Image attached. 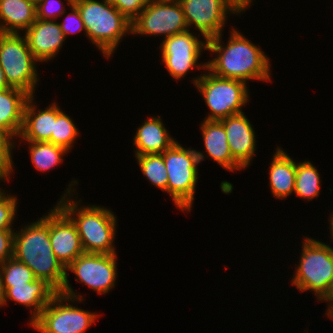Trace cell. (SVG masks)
I'll return each instance as SVG.
<instances>
[{
    "label": "cell",
    "instance_id": "obj_1",
    "mask_svg": "<svg viewBox=\"0 0 333 333\" xmlns=\"http://www.w3.org/2000/svg\"><path fill=\"white\" fill-rule=\"evenodd\" d=\"M13 257L24 263L36 279L45 280L59 294L83 301L70 286L66 268L53 253L49 238V212L14 234Z\"/></svg>",
    "mask_w": 333,
    "mask_h": 333
},
{
    "label": "cell",
    "instance_id": "obj_2",
    "mask_svg": "<svg viewBox=\"0 0 333 333\" xmlns=\"http://www.w3.org/2000/svg\"><path fill=\"white\" fill-rule=\"evenodd\" d=\"M226 46L222 45V35L207 40V50L217 53V57L206 62L211 73L246 83L249 80L271 81L270 62L264 52L241 32L232 29Z\"/></svg>",
    "mask_w": 333,
    "mask_h": 333
},
{
    "label": "cell",
    "instance_id": "obj_3",
    "mask_svg": "<svg viewBox=\"0 0 333 333\" xmlns=\"http://www.w3.org/2000/svg\"><path fill=\"white\" fill-rule=\"evenodd\" d=\"M76 184V180L69 184L66 194L64 193L57 206L76 225L84 252L116 254L113 246L117 226L115 215L104 206L89 205L78 208L79 202L68 198L73 197L71 186Z\"/></svg>",
    "mask_w": 333,
    "mask_h": 333
},
{
    "label": "cell",
    "instance_id": "obj_4",
    "mask_svg": "<svg viewBox=\"0 0 333 333\" xmlns=\"http://www.w3.org/2000/svg\"><path fill=\"white\" fill-rule=\"evenodd\" d=\"M91 42L108 59L126 33H132L128 20L109 0H74Z\"/></svg>",
    "mask_w": 333,
    "mask_h": 333
},
{
    "label": "cell",
    "instance_id": "obj_5",
    "mask_svg": "<svg viewBox=\"0 0 333 333\" xmlns=\"http://www.w3.org/2000/svg\"><path fill=\"white\" fill-rule=\"evenodd\" d=\"M162 155L167 169V193L178 209L188 212L194 203L197 165L205 157L202 152L185 149L177 141Z\"/></svg>",
    "mask_w": 333,
    "mask_h": 333
},
{
    "label": "cell",
    "instance_id": "obj_6",
    "mask_svg": "<svg viewBox=\"0 0 333 333\" xmlns=\"http://www.w3.org/2000/svg\"><path fill=\"white\" fill-rule=\"evenodd\" d=\"M193 84L200 91L210 114L205 120H221L243 113L242 107L249 100L248 87L243 81L219 77L208 70L193 79Z\"/></svg>",
    "mask_w": 333,
    "mask_h": 333
},
{
    "label": "cell",
    "instance_id": "obj_7",
    "mask_svg": "<svg viewBox=\"0 0 333 333\" xmlns=\"http://www.w3.org/2000/svg\"><path fill=\"white\" fill-rule=\"evenodd\" d=\"M302 255L291 280L299 291H313L320 300L333 278V248L312 238H304Z\"/></svg>",
    "mask_w": 333,
    "mask_h": 333
},
{
    "label": "cell",
    "instance_id": "obj_8",
    "mask_svg": "<svg viewBox=\"0 0 333 333\" xmlns=\"http://www.w3.org/2000/svg\"><path fill=\"white\" fill-rule=\"evenodd\" d=\"M37 60L19 33H0V65L11 87L34 96L38 82Z\"/></svg>",
    "mask_w": 333,
    "mask_h": 333
},
{
    "label": "cell",
    "instance_id": "obj_9",
    "mask_svg": "<svg viewBox=\"0 0 333 333\" xmlns=\"http://www.w3.org/2000/svg\"><path fill=\"white\" fill-rule=\"evenodd\" d=\"M74 299L57 294L30 324L41 333H84L97 319V314L66 302ZM65 302V304H64Z\"/></svg>",
    "mask_w": 333,
    "mask_h": 333
},
{
    "label": "cell",
    "instance_id": "obj_10",
    "mask_svg": "<svg viewBox=\"0 0 333 333\" xmlns=\"http://www.w3.org/2000/svg\"><path fill=\"white\" fill-rule=\"evenodd\" d=\"M131 25L132 35H164V38L189 30L178 0L151 1Z\"/></svg>",
    "mask_w": 333,
    "mask_h": 333
},
{
    "label": "cell",
    "instance_id": "obj_11",
    "mask_svg": "<svg viewBox=\"0 0 333 333\" xmlns=\"http://www.w3.org/2000/svg\"><path fill=\"white\" fill-rule=\"evenodd\" d=\"M160 48L162 62L176 80L196 67L207 69V63H197L202 49L207 50V41H200L190 30L164 38Z\"/></svg>",
    "mask_w": 333,
    "mask_h": 333
},
{
    "label": "cell",
    "instance_id": "obj_12",
    "mask_svg": "<svg viewBox=\"0 0 333 333\" xmlns=\"http://www.w3.org/2000/svg\"><path fill=\"white\" fill-rule=\"evenodd\" d=\"M188 28L192 24L207 41L222 34L227 14L241 13L230 0H178Z\"/></svg>",
    "mask_w": 333,
    "mask_h": 333
},
{
    "label": "cell",
    "instance_id": "obj_13",
    "mask_svg": "<svg viewBox=\"0 0 333 333\" xmlns=\"http://www.w3.org/2000/svg\"><path fill=\"white\" fill-rule=\"evenodd\" d=\"M116 254L82 253L67 268L98 294H106L115 286L117 277Z\"/></svg>",
    "mask_w": 333,
    "mask_h": 333
},
{
    "label": "cell",
    "instance_id": "obj_14",
    "mask_svg": "<svg viewBox=\"0 0 333 333\" xmlns=\"http://www.w3.org/2000/svg\"><path fill=\"white\" fill-rule=\"evenodd\" d=\"M49 238L53 253L65 268L84 253L76 225L57 205L49 211Z\"/></svg>",
    "mask_w": 333,
    "mask_h": 333
},
{
    "label": "cell",
    "instance_id": "obj_15",
    "mask_svg": "<svg viewBox=\"0 0 333 333\" xmlns=\"http://www.w3.org/2000/svg\"><path fill=\"white\" fill-rule=\"evenodd\" d=\"M219 121L226 131L233 159L242 168H246L256 151V136L250 121L244 112Z\"/></svg>",
    "mask_w": 333,
    "mask_h": 333
},
{
    "label": "cell",
    "instance_id": "obj_16",
    "mask_svg": "<svg viewBox=\"0 0 333 333\" xmlns=\"http://www.w3.org/2000/svg\"><path fill=\"white\" fill-rule=\"evenodd\" d=\"M24 37L38 62L54 58L66 39L58 22L41 19H36L25 31Z\"/></svg>",
    "mask_w": 333,
    "mask_h": 333
},
{
    "label": "cell",
    "instance_id": "obj_17",
    "mask_svg": "<svg viewBox=\"0 0 333 333\" xmlns=\"http://www.w3.org/2000/svg\"><path fill=\"white\" fill-rule=\"evenodd\" d=\"M34 97L30 96L25 104L23 124L18 138L32 142H51V134L54 133V120L62 110L54 102L45 110L36 111ZM23 138V139H22Z\"/></svg>",
    "mask_w": 333,
    "mask_h": 333
},
{
    "label": "cell",
    "instance_id": "obj_18",
    "mask_svg": "<svg viewBox=\"0 0 333 333\" xmlns=\"http://www.w3.org/2000/svg\"><path fill=\"white\" fill-rule=\"evenodd\" d=\"M5 298L12 300L20 305L30 307L32 316L30 324L40 315L45 306L58 294V292L45 280L35 279L33 282L25 283V285H13L12 287H4ZM33 308V309H32Z\"/></svg>",
    "mask_w": 333,
    "mask_h": 333
},
{
    "label": "cell",
    "instance_id": "obj_19",
    "mask_svg": "<svg viewBox=\"0 0 333 333\" xmlns=\"http://www.w3.org/2000/svg\"><path fill=\"white\" fill-rule=\"evenodd\" d=\"M201 130L207 158L211 157L227 171L243 169L232 157L226 131L220 121L204 120Z\"/></svg>",
    "mask_w": 333,
    "mask_h": 333
},
{
    "label": "cell",
    "instance_id": "obj_20",
    "mask_svg": "<svg viewBox=\"0 0 333 333\" xmlns=\"http://www.w3.org/2000/svg\"><path fill=\"white\" fill-rule=\"evenodd\" d=\"M133 145L136 146L135 155L162 154L176 141L169 136L160 117L148 118L137 128Z\"/></svg>",
    "mask_w": 333,
    "mask_h": 333
},
{
    "label": "cell",
    "instance_id": "obj_21",
    "mask_svg": "<svg viewBox=\"0 0 333 333\" xmlns=\"http://www.w3.org/2000/svg\"><path fill=\"white\" fill-rule=\"evenodd\" d=\"M29 97L24 90L15 87L0 90V127L12 138L20 134L24 107Z\"/></svg>",
    "mask_w": 333,
    "mask_h": 333
},
{
    "label": "cell",
    "instance_id": "obj_22",
    "mask_svg": "<svg viewBox=\"0 0 333 333\" xmlns=\"http://www.w3.org/2000/svg\"><path fill=\"white\" fill-rule=\"evenodd\" d=\"M36 19L34 3L28 0H0V20L2 21L0 33L26 31Z\"/></svg>",
    "mask_w": 333,
    "mask_h": 333
},
{
    "label": "cell",
    "instance_id": "obj_23",
    "mask_svg": "<svg viewBox=\"0 0 333 333\" xmlns=\"http://www.w3.org/2000/svg\"><path fill=\"white\" fill-rule=\"evenodd\" d=\"M269 169L270 189L273 197L287 198L294 193L296 162L282 148H277Z\"/></svg>",
    "mask_w": 333,
    "mask_h": 333
},
{
    "label": "cell",
    "instance_id": "obj_24",
    "mask_svg": "<svg viewBox=\"0 0 333 333\" xmlns=\"http://www.w3.org/2000/svg\"><path fill=\"white\" fill-rule=\"evenodd\" d=\"M26 142L30 145L29 153L31 162L40 172H47L53 167L59 166V164L63 162V156L69 152L64 147L52 144L51 142Z\"/></svg>",
    "mask_w": 333,
    "mask_h": 333
},
{
    "label": "cell",
    "instance_id": "obj_25",
    "mask_svg": "<svg viewBox=\"0 0 333 333\" xmlns=\"http://www.w3.org/2000/svg\"><path fill=\"white\" fill-rule=\"evenodd\" d=\"M317 168L309 161L296 163L295 195L307 201L320 194V176Z\"/></svg>",
    "mask_w": 333,
    "mask_h": 333
},
{
    "label": "cell",
    "instance_id": "obj_26",
    "mask_svg": "<svg viewBox=\"0 0 333 333\" xmlns=\"http://www.w3.org/2000/svg\"><path fill=\"white\" fill-rule=\"evenodd\" d=\"M139 167L153 185L167 192V169L162 154L136 155Z\"/></svg>",
    "mask_w": 333,
    "mask_h": 333
},
{
    "label": "cell",
    "instance_id": "obj_27",
    "mask_svg": "<svg viewBox=\"0 0 333 333\" xmlns=\"http://www.w3.org/2000/svg\"><path fill=\"white\" fill-rule=\"evenodd\" d=\"M0 271L3 287L25 285V283L33 282L36 279L33 271L14 257L0 264Z\"/></svg>",
    "mask_w": 333,
    "mask_h": 333
},
{
    "label": "cell",
    "instance_id": "obj_28",
    "mask_svg": "<svg viewBox=\"0 0 333 333\" xmlns=\"http://www.w3.org/2000/svg\"><path fill=\"white\" fill-rule=\"evenodd\" d=\"M77 136H79L78 128H76L72 119L62 111L54 120V133L51 134V143L70 150Z\"/></svg>",
    "mask_w": 333,
    "mask_h": 333
},
{
    "label": "cell",
    "instance_id": "obj_29",
    "mask_svg": "<svg viewBox=\"0 0 333 333\" xmlns=\"http://www.w3.org/2000/svg\"><path fill=\"white\" fill-rule=\"evenodd\" d=\"M4 192L0 189V230H12V222L17 212V198Z\"/></svg>",
    "mask_w": 333,
    "mask_h": 333
},
{
    "label": "cell",
    "instance_id": "obj_30",
    "mask_svg": "<svg viewBox=\"0 0 333 333\" xmlns=\"http://www.w3.org/2000/svg\"><path fill=\"white\" fill-rule=\"evenodd\" d=\"M60 0H41L36 5V17L41 20H57L66 11Z\"/></svg>",
    "mask_w": 333,
    "mask_h": 333
},
{
    "label": "cell",
    "instance_id": "obj_31",
    "mask_svg": "<svg viewBox=\"0 0 333 333\" xmlns=\"http://www.w3.org/2000/svg\"><path fill=\"white\" fill-rule=\"evenodd\" d=\"M74 0H66V2L70 5V9L72 10L65 19L64 22L59 23L60 29L62 30L65 38L68 34H75L84 29V23L81 19L80 13L78 9L73 5Z\"/></svg>",
    "mask_w": 333,
    "mask_h": 333
},
{
    "label": "cell",
    "instance_id": "obj_32",
    "mask_svg": "<svg viewBox=\"0 0 333 333\" xmlns=\"http://www.w3.org/2000/svg\"><path fill=\"white\" fill-rule=\"evenodd\" d=\"M131 22L141 13L146 4L142 0H109Z\"/></svg>",
    "mask_w": 333,
    "mask_h": 333
},
{
    "label": "cell",
    "instance_id": "obj_33",
    "mask_svg": "<svg viewBox=\"0 0 333 333\" xmlns=\"http://www.w3.org/2000/svg\"><path fill=\"white\" fill-rule=\"evenodd\" d=\"M15 230H0V264L13 257Z\"/></svg>",
    "mask_w": 333,
    "mask_h": 333
},
{
    "label": "cell",
    "instance_id": "obj_34",
    "mask_svg": "<svg viewBox=\"0 0 333 333\" xmlns=\"http://www.w3.org/2000/svg\"><path fill=\"white\" fill-rule=\"evenodd\" d=\"M13 138L0 127V153L12 164L13 169V161L11 151L14 148ZM12 140V141H11Z\"/></svg>",
    "mask_w": 333,
    "mask_h": 333
},
{
    "label": "cell",
    "instance_id": "obj_35",
    "mask_svg": "<svg viewBox=\"0 0 333 333\" xmlns=\"http://www.w3.org/2000/svg\"><path fill=\"white\" fill-rule=\"evenodd\" d=\"M11 172H13L12 164L0 153V180L9 181Z\"/></svg>",
    "mask_w": 333,
    "mask_h": 333
},
{
    "label": "cell",
    "instance_id": "obj_36",
    "mask_svg": "<svg viewBox=\"0 0 333 333\" xmlns=\"http://www.w3.org/2000/svg\"><path fill=\"white\" fill-rule=\"evenodd\" d=\"M326 301L328 302V309H327V315L329 316L333 312V278L331 280L330 286L326 292V294L319 300V301Z\"/></svg>",
    "mask_w": 333,
    "mask_h": 333
},
{
    "label": "cell",
    "instance_id": "obj_37",
    "mask_svg": "<svg viewBox=\"0 0 333 333\" xmlns=\"http://www.w3.org/2000/svg\"><path fill=\"white\" fill-rule=\"evenodd\" d=\"M238 9L239 11H245L248 6L252 3V0H230Z\"/></svg>",
    "mask_w": 333,
    "mask_h": 333
},
{
    "label": "cell",
    "instance_id": "obj_38",
    "mask_svg": "<svg viewBox=\"0 0 333 333\" xmlns=\"http://www.w3.org/2000/svg\"><path fill=\"white\" fill-rule=\"evenodd\" d=\"M10 87L11 86L8 84V82L6 80V77H5V74H4V71H3V69L1 68V65H0V90L8 89Z\"/></svg>",
    "mask_w": 333,
    "mask_h": 333
},
{
    "label": "cell",
    "instance_id": "obj_39",
    "mask_svg": "<svg viewBox=\"0 0 333 333\" xmlns=\"http://www.w3.org/2000/svg\"><path fill=\"white\" fill-rule=\"evenodd\" d=\"M4 298H5V290L3 287L2 275L0 271V307L5 305Z\"/></svg>",
    "mask_w": 333,
    "mask_h": 333
},
{
    "label": "cell",
    "instance_id": "obj_40",
    "mask_svg": "<svg viewBox=\"0 0 333 333\" xmlns=\"http://www.w3.org/2000/svg\"><path fill=\"white\" fill-rule=\"evenodd\" d=\"M331 223H330V235H331V237L330 238H332L333 239V213H332V215H331V217H330V220H329Z\"/></svg>",
    "mask_w": 333,
    "mask_h": 333
},
{
    "label": "cell",
    "instance_id": "obj_41",
    "mask_svg": "<svg viewBox=\"0 0 333 333\" xmlns=\"http://www.w3.org/2000/svg\"><path fill=\"white\" fill-rule=\"evenodd\" d=\"M28 1H30V2L34 3L35 5H37L41 0H28Z\"/></svg>",
    "mask_w": 333,
    "mask_h": 333
},
{
    "label": "cell",
    "instance_id": "obj_42",
    "mask_svg": "<svg viewBox=\"0 0 333 333\" xmlns=\"http://www.w3.org/2000/svg\"><path fill=\"white\" fill-rule=\"evenodd\" d=\"M146 5L149 4L151 1H154V0H142Z\"/></svg>",
    "mask_w": 333,
    "mask_h": 333
}]
</instances>
